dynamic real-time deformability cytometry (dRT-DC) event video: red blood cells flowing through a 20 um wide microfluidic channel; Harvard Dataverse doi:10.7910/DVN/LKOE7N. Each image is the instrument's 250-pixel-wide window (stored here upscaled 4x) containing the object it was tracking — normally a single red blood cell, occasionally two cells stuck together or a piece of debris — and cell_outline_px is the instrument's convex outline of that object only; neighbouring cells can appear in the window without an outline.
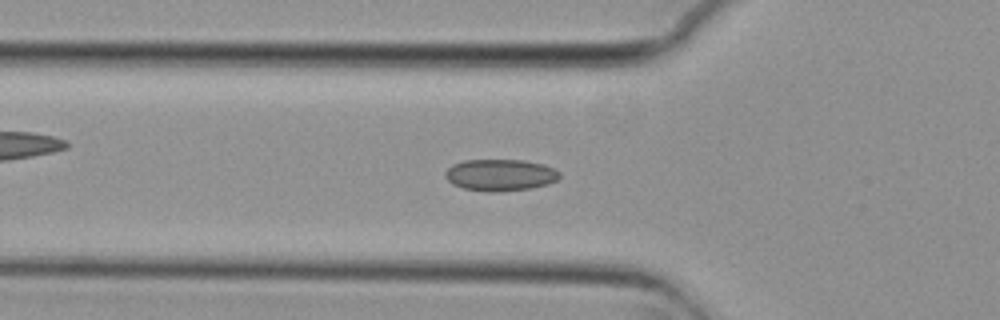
{"species": "common noctule bat (a hibernating species)", "species_latin": "Nyctalus noctula", "temperature_condition": "cold", "stored_images_in_passage": 52, "camera_frame_rate_fps": 3000, "um_per_image_px": 0.085, "animal": {"sex": "female", "body_mass_g": 29.2, "forearm_length_mm": 56.3}, "frame": {"image": 1, "passage_image": 16, "time_ms": 5.0, "image_size_px": [1000, 320], "cell_outline_px": [[560, 176], [556, 180], [548, 184], [532, 188], [492, 192], [488, 192], [464, 188], [452, 184], [444, 176], [444, 172], [452, 164], [464, 160], [524, 160], [544, 164], [560, 172]], "centroid_in_image_um": [42.5, 14.87], "position_along_channel_um": 83.3, "area_um2": 21.15}}
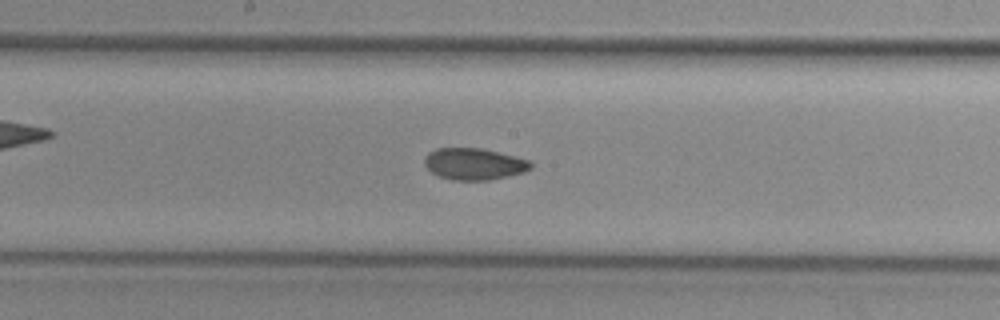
{"frame": {"image": 2, "passage_image": 26, "time_ms": 8.333, "image_size_px": [1000, 320], "cell_outline_px": [[532, 168], [524, 172], [508, 176], [488, 180], [452, 180], [440, 176], [432, 172], [424, 164], [424, 160], [428, 152], [436, 148], [480, 148], [516, 156], [528, 160], [532, 164]], "centroid_in_image_um": [40.3, 13.93], "position_along_channel_um": 207.9, "area_um2": 19.54}}
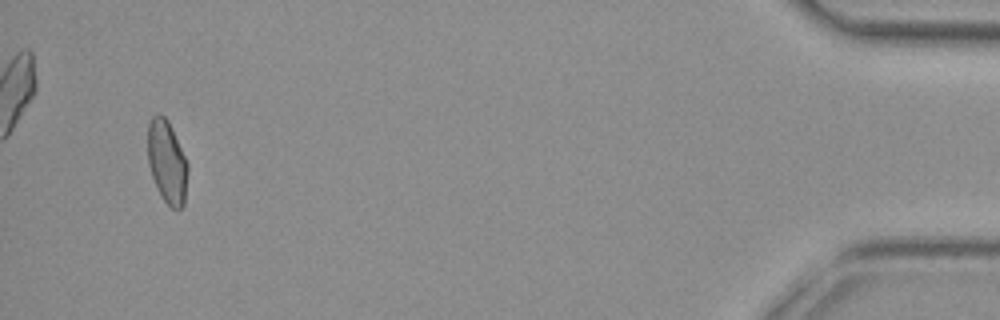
{"frame": {"image": 3, "passage_image": 50, "time_ms": 16.333, "image_size_px": [1000, 320], "cell_outline_px": [[188, 172], [184, 204], [180, 208], [172, 208], [164, 200], [156, 188], [148, 164], [148, 124], [152, 116], [156, 112], [160, 112], [168, 120], [188, 164]], "centroid_in_image_um": [14.18, 13.73], "position_along_channel_um": 421.0, "area_um2": 19.36}, "authors_computed_cell_mechanics": {"area_um2": 19.9988, "velocity_mm_per_s": 3.7214, "shape_relaxation_time_tau1_ms": null, "shape_relaxation_time_tau2_ms": 2.8569, "deformation_change_tau1": null, "deformation_change_tau2": 0.0701}}